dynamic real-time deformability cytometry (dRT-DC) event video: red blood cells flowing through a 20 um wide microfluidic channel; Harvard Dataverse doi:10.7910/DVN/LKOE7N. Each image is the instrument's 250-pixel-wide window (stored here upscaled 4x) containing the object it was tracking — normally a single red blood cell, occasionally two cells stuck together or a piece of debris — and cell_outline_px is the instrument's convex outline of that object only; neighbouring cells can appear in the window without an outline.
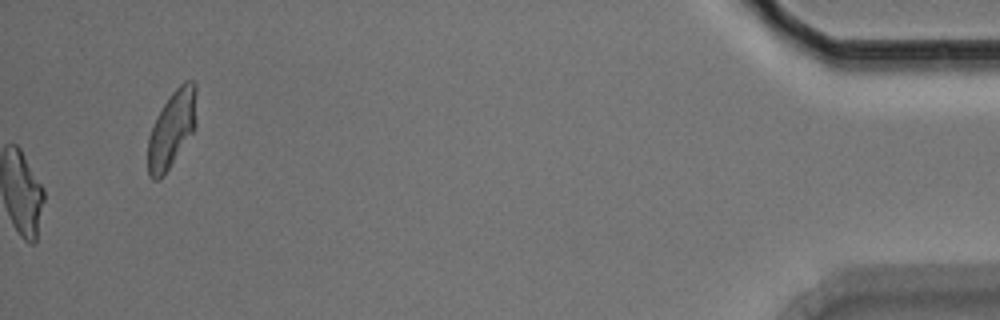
{"species": "Egyptian fruit bat (a non-hibernating species)", "species_latin": "Rousettus aegyptiacus", "temperature_condition": "room temperature", "stored_images_in_passage": 45, "camera_frame_rate_fps": 3000, "um_per_image_px": 0.085, "animal": {"sex": "male"}, "frame": {"image": 1, "passage_image": 45, "time_ms": 14.667, "image_size_px": [1000, 320], "cell_outline_px": [[196, 128], [164, 176], [160, 180], [152, 180], [148, 176], [148, 136], [156, 116], [168, 96], [184, 80], [192, 80], [196, 84]], "centroid_in_image_um": [14.61, 10.98], "position_along_channel_um": 420.6, "area_um2": 22.2}, "authors_computed_cell_mechanics": {"area_um2": 22.8888, "velocity_mm_per_s": 3.7529, "shape_relaxation_time_tau1_ms": 4.9519, "shape_relaxation_time_tau2_ms": 1.3949, "deformation_change_tau1": 0.1614, "deformation_change_tau2": 0.0872}}